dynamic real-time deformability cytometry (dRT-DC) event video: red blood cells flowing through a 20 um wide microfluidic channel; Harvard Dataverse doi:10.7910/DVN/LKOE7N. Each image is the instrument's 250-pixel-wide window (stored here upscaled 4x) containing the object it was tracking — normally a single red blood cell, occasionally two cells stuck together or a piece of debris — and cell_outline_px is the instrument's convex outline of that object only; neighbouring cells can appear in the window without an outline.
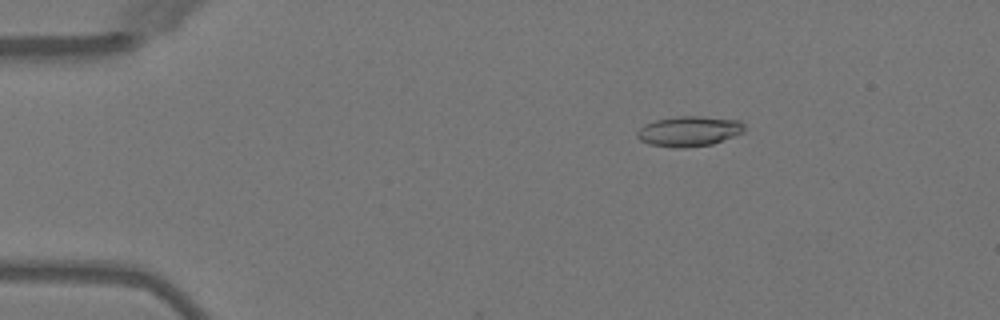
{"species": "Egyptian fruit bat (a non-hibernating species)", "species_latin": "Rousettus aegyptiacus", "temperature_condition": "warm", "stored_images_in_passage": 4, "camera_frame_rate_fps": 3000, "um_per_image_px": 0.085, "animal": {"sex": "female"}, "frame": {"image": 1, "passage_image": 1, "time_ms": 0.0, "image_size_px": [1000, 320], "cell_outline_px": [[744, 132], [712, 144], [684, 148], [676, 148], [648, 144], [640, 140], [636, 136], [636, 132], [644, 124], [656, 120], [680, 116], [700, 116], [740, 120], [744, 124]], "centroid_in_image_um": [58.56, 11.16], "position_along_channel_um": 26.4, "area_um2": 18.9}}